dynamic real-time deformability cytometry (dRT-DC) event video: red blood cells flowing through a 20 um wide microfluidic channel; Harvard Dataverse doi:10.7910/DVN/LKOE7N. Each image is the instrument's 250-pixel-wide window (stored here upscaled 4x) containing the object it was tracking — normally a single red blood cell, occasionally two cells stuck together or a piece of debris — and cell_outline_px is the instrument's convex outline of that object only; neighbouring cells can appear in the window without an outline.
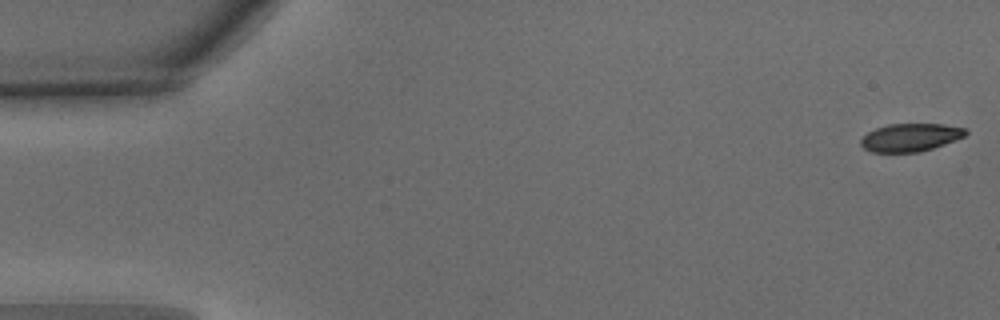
{"species": "common noctule bat (a hibernating species)", "species_latin": "Nyctalus noctula", "temperature_condition": "warm", "stored_images_in_passage": 51, "camera_frame_rate_fps": 3000, "um_per_image_px": 0.085, "animal": {"sex": "male", "body_mass_g": 15.6}, "frame": {"image": 1, "passage_image": 1, "time_ms": 0.0, "image_size_px": [1000, 320], "cell_outline_px": [[968, 132], [964, 136], [956, 140], [920, 152], [872, 152], [864, 148], [860, 144], [860, 140], [868, 132], [876, 128], [888, 124], [944, 124], [968, 128]], "centroid_in_image_um": [77.41, 11.67], "position_along_channel_um": 7.6, "area_um2": 17.11}}
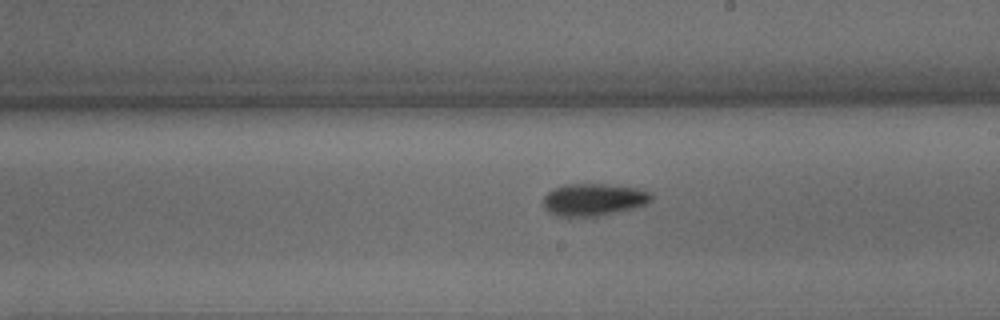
{"frame": {"image": 2, "passage_image": 29, "time_ms": 9.333, "image_size_px": [1000, 320], "cell_outline_px": [[652, 200], [636, 208], [600, 216], [556, 216], [548, 212], [544, 208], [544, 196], [552, 188], [564, 184], [604, 184], [636, 188], [652, 192]], "centroid_in_image_um": [50.45, 16.97], "position_along_channel_um": 238.6, "area_um2": 20.46}}
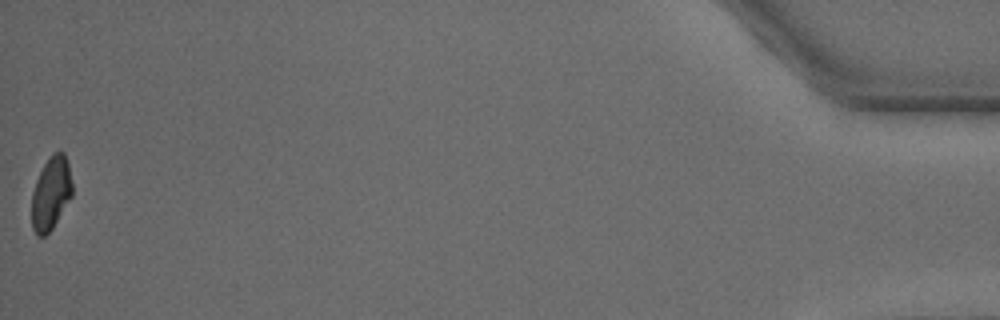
{"frame": {"image": 3, "passage_image": 51, "time_ms": 16.667, "image_size_px": [1000, 320], "cell_outline_px": [[72, 196], [52, 228], [44, 236], [36, 236], [32, 228], [32, 192], [36, 180], [44, 164], [52, 152], [64, 152], [68, 164], [72, 184]], "centroid_in_image_um": [4.32, 16.43], "position_along_channel_um": 430.9, "area_um2": 17.17}, "authors_computed_cell_mechanics": {"area_um2": 18.785, "velocity_mm_per_s": 3.9595, "shape_relaxation_time_tau1_ms": 3.3913, "shape_relaxation_time_tau2_ms": 2.8446, "deformation_change_tau1": 0.142, "deformation_change_tau2": 0.0835}}